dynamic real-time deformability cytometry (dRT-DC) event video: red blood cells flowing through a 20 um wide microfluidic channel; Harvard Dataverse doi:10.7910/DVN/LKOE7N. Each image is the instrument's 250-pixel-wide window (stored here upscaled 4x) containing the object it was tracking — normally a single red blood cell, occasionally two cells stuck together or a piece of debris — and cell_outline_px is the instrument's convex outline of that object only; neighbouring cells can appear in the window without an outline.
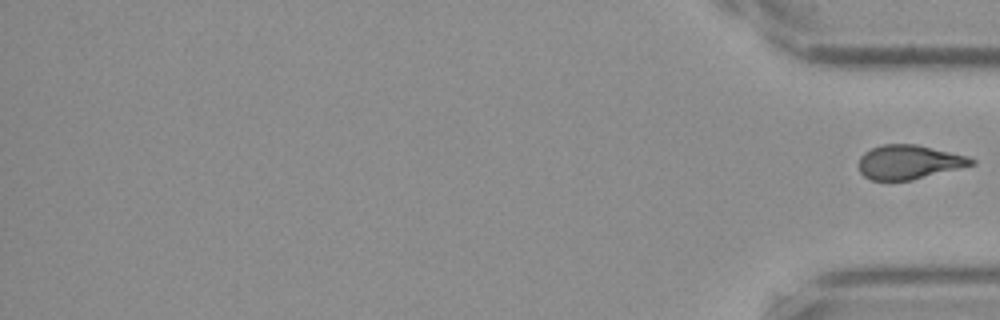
{"species": "Egyptian fruit bat (a non-hibernating species)", "species_latin": "Rousettus aegyptiacus", "temperature_condition": "cold", "stored_images_in_passage": 16, "segment_of_instrument_passage": [2, 2], "camera_frame_rate_fps": 3000, "um_per_image_px": 0.085, "frame": {"image": 1, "passage_image": 16, "time_ms": 5.0, "image_size_px": [1000, 320], "cell_outline_px": [[976, 164], [912, 180], [872, 180], [864, 176], [860, 172], [860, 156], [864, 152], [872, 148], [884, 144], [916, 144], [968, 156], [976, 160]], "centroid_in_image_um": [77.28, 13.77], "position_along_channel_um": 357.9, "area_um2": 22.31}}